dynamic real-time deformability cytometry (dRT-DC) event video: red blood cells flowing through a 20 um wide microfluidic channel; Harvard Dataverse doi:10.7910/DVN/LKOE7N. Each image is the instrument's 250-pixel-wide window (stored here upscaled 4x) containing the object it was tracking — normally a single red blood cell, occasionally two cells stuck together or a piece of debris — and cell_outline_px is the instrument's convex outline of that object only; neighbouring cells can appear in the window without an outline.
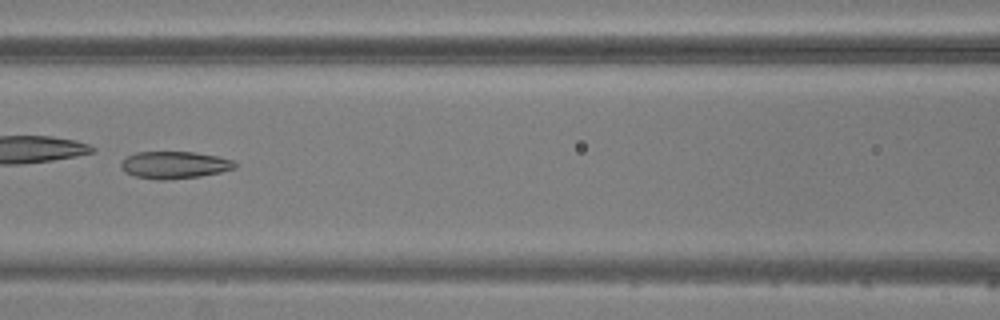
{"species": "common noctule bat (a hibernating species)", "species_latin": "Nyctalus noctula", "temperature_condition": "warm", "stored_images_in_passage": 6, "camera_frame_rate_fps": 3000, "um_per_image_px": 0.085, "animal": {"sex": "male", "body_mass_g": 20.5, "forearm_length_mm": 52.5}, "frame": {"image": 1, "passage_image": 6, "time_ms": 6.667, "image_size_px": [1000, 320], "cell_outline_px": [[236, 168], [220, 172], [200, 176], [168, 180], [156, 180], [136, 176], [124, 172], [120, 168], [120, 164], [128, 156], [136, 152], [192, 152], [220, 156], [232, 160], [236, 164]], "centroid_in_image_um": [14.83, 14.02], "position_along_channel_um": 151.8, "area_um2": 18.09}}